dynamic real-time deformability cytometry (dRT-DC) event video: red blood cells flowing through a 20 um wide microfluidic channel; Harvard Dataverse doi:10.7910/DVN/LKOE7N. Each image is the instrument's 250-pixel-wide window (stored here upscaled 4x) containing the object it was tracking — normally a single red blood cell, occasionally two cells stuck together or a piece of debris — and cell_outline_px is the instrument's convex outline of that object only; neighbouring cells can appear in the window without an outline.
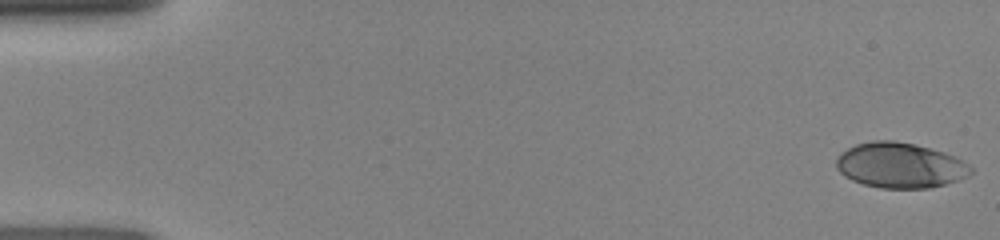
{"species": "human", "species_latin": "Homo sapiens", "temperature_condition": "room temperature", "stored_images_in_passage": 48, "camera_frame_rate_fps": 3000, "um_per_image_px": 0.085, "donor": {"sex": "female"}, "frame": {"image": 1, "passage_image": 1, "time_ms": 0.0, "image_size_px": [1000, 240], "cell_outline_px": [[972, 172], [968, 176], [944, 184], [928, 188], [880, 188], [864, 184], [852, 180], [844, 176], [836, 168], [836, 160], [848, 148], [856, 144], [872, 140], [892, 140], [912, 144], [944, 152], [956, 156], [968, 164], [972, 168]], "centroid_in_image_um": [76.51, 14.05], "position_along_channel_um": 8.5, "area_um2": 35.26}}
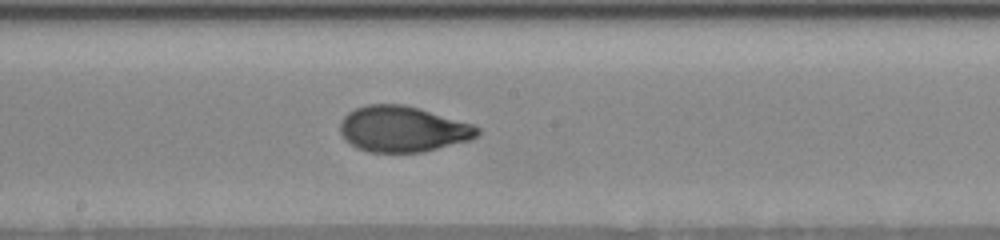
{"frame": {"image": 2, "passage_image": 26, "time_ms": 8.333, "image_size_px": [1000, 240], "cell_outline_px": [[480, 132], [472, 140], [424, 152], [368, 152], [356, 148], [340, 132], [340, 120], [348, 112], [356, 108], [368, 104], [404, 104], [420, 108], [476, 124], [480, 128]], "centroid_in_image_um": [34.29, 10.96], "position_along_channel_um": 213.9, "area_um2": 37.05}}
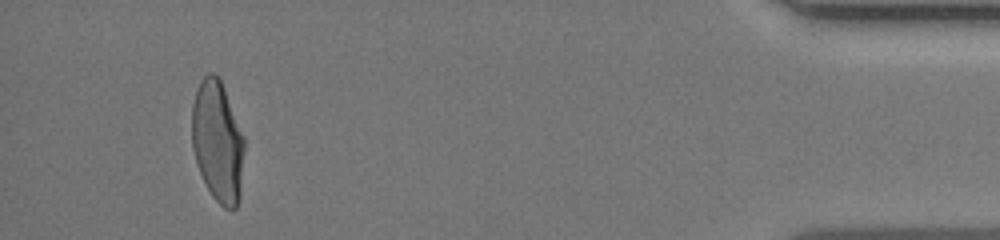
{"frame": {"image": 3, "passage_image": 45, "time_ms": 14.667, "image_size_px": [1000, 240], "cell_outline_px": [[244, 148], [240, 196], [236, 208], [232, 212], [224, 208], [212, 196], [196, 164], [192, 148], [192, 104], [196, 88], [200, 80], [208, 72], [216, 72], [220, 76], [244, 136]], "centroid_in_image_um": [18.5, 11.99], "position_along_channel_um": 416.7, "area_um2": 37.57}}